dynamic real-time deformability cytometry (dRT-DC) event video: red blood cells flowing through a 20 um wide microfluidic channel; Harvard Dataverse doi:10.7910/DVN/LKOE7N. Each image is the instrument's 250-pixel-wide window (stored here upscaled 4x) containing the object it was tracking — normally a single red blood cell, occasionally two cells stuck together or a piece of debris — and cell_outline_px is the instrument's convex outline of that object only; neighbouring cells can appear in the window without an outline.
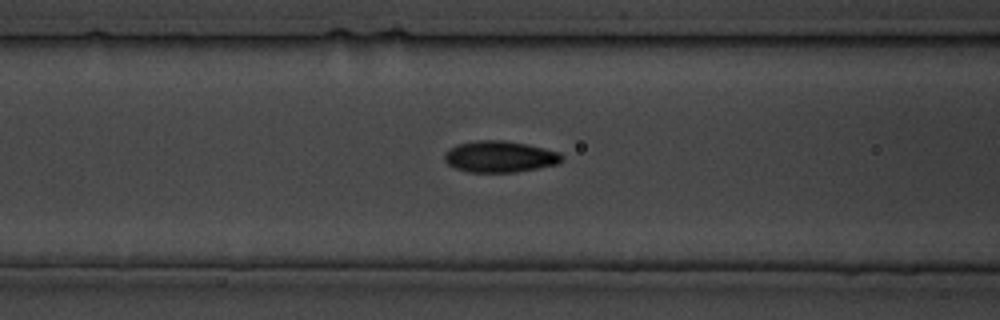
{"species": "common noctule bat (a hibernating species)", "species_latin": "Nyctalus noctula", "temperature_condition": "cold", "stored_images_in_passage": 26, "camera_frame_rate_fps": 3000, "um_per_image_px": 0.085, "animal": {"sex": "male", "body_mass_g": 19.5, "forearm_length_mm": 54.6}, "frame": {"image": 1, "passage_image": 7, "time_ms": 7.667, "image_size_px": [1000, 320], "cell_outline_px": [[564, 160], [556, 164], [516, 172], [468, 172], [456, 168], [448, 164], [444, 160], [444, 152], [448, 148], [456, 144], [476, 140], [504, 140], [528, 144], [560, 152], [564, 156]], "centroid_in_image_um": [42.46, 13.3], "position_along_channel_um": 124.1, "area_um2": 21.68}}
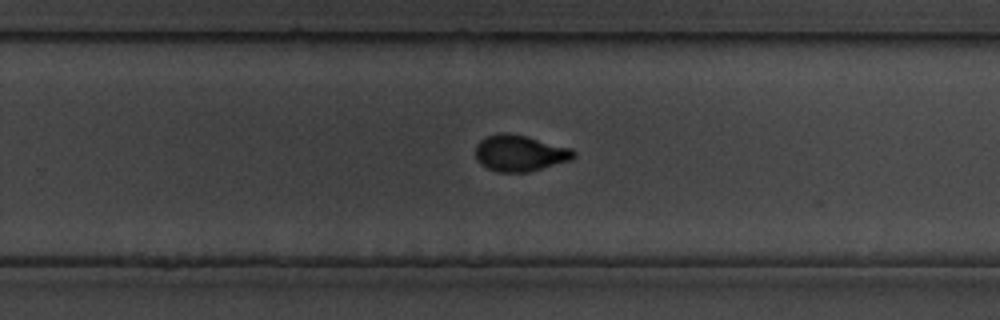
{"frame": {"image": 2, "passage_image": 15, "time_ms": 18.0, "image_size_px": [1000, 320], "cell_outline_px": [[576, 156], [572, 160], [528, 172], [500, 172], [488, 168], [480, 164], [476, 160], [476, 144], [484, 136], [500, 132], [504, 132], [524, 136], [572, 148], [576, 152]], "centroid_in_image_um": [44.18, 13.02], "position_along_channel_um": 285.6, "area_um2": 20.81}}
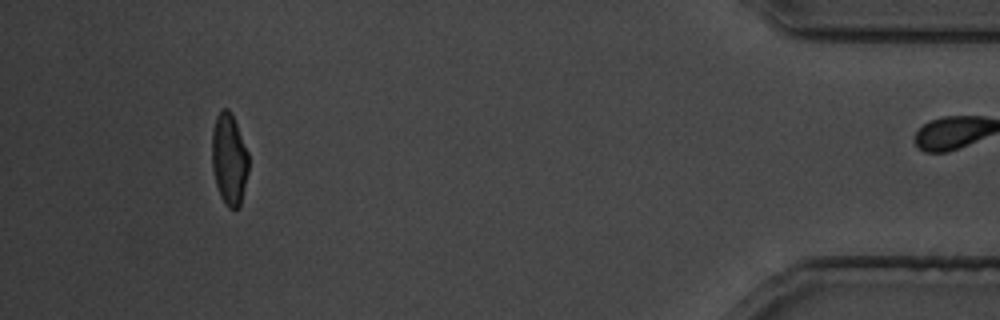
{"frame": {"image": 3, "passage_image": 25, "time_ms": 30.0, "image_size_px": [1000, 320], "cell_outline_px": [[248, 172], [240, 208], [228, 208], [220, 196], [216, 184], [212, 168], [212, 128], [216, 116], [224, 108], [228, 108], [236, 124], [248, 152]], "centroid_in_image_um": [19.47, 13.56], "position_along_channel_um": 415.7, "area_um2": 19.48}}